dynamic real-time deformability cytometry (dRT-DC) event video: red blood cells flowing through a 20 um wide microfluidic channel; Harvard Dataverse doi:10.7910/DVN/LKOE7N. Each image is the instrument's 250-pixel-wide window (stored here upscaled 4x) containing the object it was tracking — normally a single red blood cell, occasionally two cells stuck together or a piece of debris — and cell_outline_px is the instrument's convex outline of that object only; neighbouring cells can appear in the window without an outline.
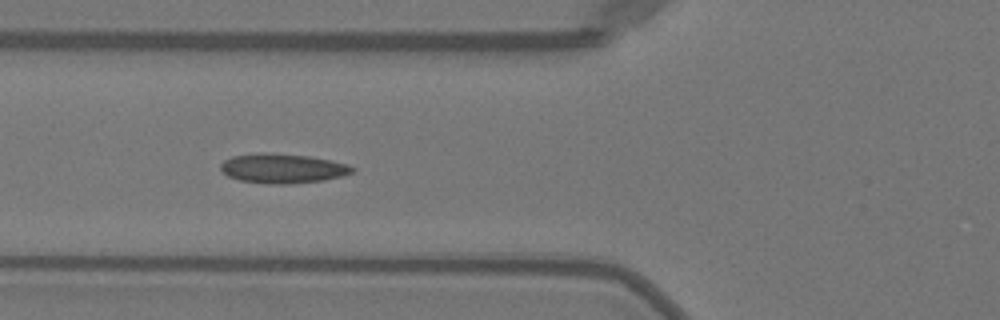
{"species": "Egyptian fruit bat (a non-hibernating species)", "species_latin": "Rousettus aegyptiacus", "temperature_condition": "warm", "stored_images_in_passage": 33, "camera_frame_rate_fps": 3000, "um_per_image_px": 0.085, "animal": {"sex": "female"}, "frame": {"image": 1, "passage_image": 6, "time_ms": 1.667, "image_size_px": [1000, 320], "cell_outline_px": [[356, 168], [352, 172], [340, 176], [324, 180], [288, 184], [268, 184], [240, 180], [228, 176], [220, 168], [220, 164], [224, 160], [232, 156], [260, 152], [264, 152], [308, 156], [348, 164]], "centroid_in_image_um": [23.99, 14.31], "position_along_channel_um": 101.8, "area_um2": 22.54}, "authors_computed_cell_mechanics": {"area_um2": 21.8484, "velocity_mm_per_s": 4.0407, "shape_relaxation_time_tau1_ms": 6.2631, "shape_relaxation_time_tau2_ms": 1.7561, "deformation_change_tau1": 0.1458, "deformation_change_tau2": 0.0795}}